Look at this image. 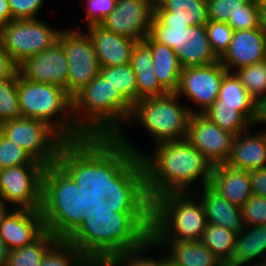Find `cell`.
Segmentation results:
<instances>
[{
  "label": "cell",
  "mask_w": 266,
  "mask_h": 266,
  "mask_svg": "<svg viewBox=\"0 0 266 266\" xmlns=\"http://www.w3.org/2000/svg\"><path fill=\"white\" fill-rule=\"evenodd\" d=\"M57 164L84 192L85 212L105 199L115 206H152L142 159L117 138L66 141Z\"/></svg>",
  "instance_id": "1"
},
{
  "label": "cell",
  "mask_w": 266,
  "mask_h": 266,
  "mask_svg": "<svg viewBox=\"0 0 266 266\" xmlns=\"http://www.w3.org/2000/svg\"><path fill=\"white\" fill-rule=\"evenodd\" d=\"M152 206H115L108 199L88 209L65 239L94 265L106 266L116 255L141 247L151 238Z\"/></svg>",
  "instance_id": "2"
},
{
  "label": "cell",
  "mask_w": 266,
  "mask_h": 266,
  "mask_svg": "<svg viewBox=\"0 0 266 266\" xmlns=\"http://www.w3.org/2000/svg\"><path fill=\"white\" fill-rule=\"evenodd\" d=\"M116 138L142 159L151 202L164 193L190 192L198 179L201 187L210 184L212 164L187 139L157 144L154 153L145 154L127 140L124 131Z\"/></svg>",
  "instance_id": "3"
},
{
  "label": "cell",
  "mask_w": 266,
  "mask_h": 266,
  "mask_svg": "<svg viewBox=\"0 0 266 266\" xmlns=\"http://www.w3.org/2000/svg\"><path fill=\"white\" fill-rule=\"evenodd\" d=\"M131 112L132 105L100 73L72 98L73 119L85 137L116 138Z\"/></svg>",
  "instance_id": "4"
},
{
  "label": "cell",
  "mask_w": 266,
  "mask_h": 266,
  "mask_svg": "<svg viewBox=\"0 0 266 266\" xmlns=\"http://www.w3.org/2000/svg\"><path fill=\"white\" fill-rule=\"evenodd\" d=\"M40 213L45 231L58 239H66L84 219V192L57 163L43 171Z\"/></svg>",
  "instance_id": "5"
},
{
  "label": "cell",
  "mask_w": 266,
  "mask_h": 266,
  "mask_svg": "<svg viewBox=\"0 0 266 266\" xmlns=\"http://www.w3.org/2000/svg\"><path fill=\"white\" fill-rule=\"evenodd\" d=\"M192 192L164 193L152 201L153 241H200L208 222L200 199Z\"/></svg>",
  "instance_id": "6"
},
{
  "label": "cell",
  "mask_w": 266,
  "mask_h": 266,
  "mask_svg": "<svg viewBox=\"0 0 266 266\" xmlns=\"http://www.w3.org/2000/svg\"><path fill=\"white\" fill-rule=\"evenodd\" d=\"M17 90L21 117L48 123L66 141L86 138L76 127L72 113V98L64 88L29 81L18 72Z\"/></svg>",
  "instance_id": "7"
},
{
  "label": "cell",
  "mask_w": 266,
  "mask_h": 266,
  "mask_svg": "<svg viewBox=\"0 0 266 266\" xmlns=\"http://www.w3.org/2000/svg\"><path fill=\"white\" fill-rule=\"evenodd\" d=\"M179 98L176 93L142 98L132 106L128 122L140 123L151 134L155 145L186 139L190 117L196 114V109H187L179 103Z\"/></svg>",
  "instance_id": "8"
},
{
  "label": "cell",
  "mask_w": 266,
  "mask_h": 266,
  "mask_svg": "<svg viewBox=\"0 0 266 266\" xmlns=\"http://www.w3.org/2000/svg\"><path fill=\"white\" fill-rule=\"evenodd\" d=\"M3 135L44 166L57 163L60 148L66 142L48 123L28 117L5 121Z\"/></svg>",
  "instance_id": "9"
},
{
  "label": "cell",
  "mask_w": 266,
  "mask_h": 266,
  "mask_svg": "<svg viewBox=\"0 0 266 266\" xmlns=\"http://www.w3.org/2000/svg\"><path fill=\"white\" fill-rule=\"evenodd\" d=\"M61 30L39 18L11 20L3 25L0 40L3 48L19 67L31 56L41 53L58 41Z\"/></svg>",
  "instance_id": "10"
},
{
  "label": "cell",
  "mask_w": 266,
  "mask_h": 266,
  "mask_svg": "<svg viewBox=\"0 0 266 266\" xmlns=\"http://www.w3.org/2000/svg\"><path fill=\"white\" fill-rule=\"evenodd\" d=\"M58 41L68 62L67 94L73 98L100 73L101 66L88 33L62 29Z\"/></svg>",
  "instance_id": "11"
},
{
  "label": "cell",
  "mask_w": 266,
  "mask_h": 266,
  "mask_svg": "<svg viewBox=\"0 0 266 266\" xmlns=\"http://www.w3.org/2000/svg\"><path fill=\"white\" fill-rule=\"evenodd\" d=\"M45 166L26 164L0 170V197L14 209L40 210Z\"/></svg>",
  "instance_id": "12"
},
{
  "label": "cell",
  "mask_w": 266,
  "mask_h": 266,
  "mask_svg": "<svg viewBox=\"0 0 266 266\" xmlns=\"http://www.w3.org/2000/svg\"><path fill=\"white\" fill-rule=\"evenodd\" d=\"M227 72L220 61L211 65L183 68L175 93L179 97H188L200 108L196 110V114H202L217 100L220 84Z\"/></svg>",
  "instance_id": "13"
},
{
  "label": "cell",
  "mask_w": 266,
  "mask_h": 266,
  "mask_svg": "<svg viewBox=\"0 0 266 266\" xmlns=\"http://www.w3.org/2000/svg\"><path fill=\"white\" fill-rule=\"evenodd\" d=\"M155 0H117L100 25L116 34L142 42L151 31Z\"/></svg>",
  "instance_id": "14"
},
{
  "label": "cell",
  "mask_w": 266,
  "mask_h": 266,
  "mask_svg": "<svg viewBox=\"0 0 266 266\" xmlns=\"http://www.w3.org/2000/svg\"><path fill=\"white\" fill-rule=\"evenodd\" d=\"M234 135L222 130L203 114H192L187 140L212 164H225L230 158Z\"/></svg>",
  "instance_id": "15"
},
{
  "label": "cell",
  "mask_w": 266,
  "mask_h": 266,
  "mask_svg": "<svg viewBox=\"0 0 266 266\" xmlns=\"http://www.w3.org/2000/svg\"><path fill=\"white\" fill-rule=\"evenodd\" d=\"M18 72L29 81L57 85L67 92L68 62L59 41L31 56L19 66Z\"/></svg>",
  "instance_id": "16"
},
{
  "label": "cell",
  "mask_w": 266,
  "mask_h": 266,
  "mask_svg": "<svg viewBox=\"0 0 266 266\" xmlns=\"http://www.w3.org/2000/svg\"><path fill=\"white\" fill-rule=\"evenodd\" d=\"M264 60H266V22L259 28L234 31L227 51L219 59L228 72Z\"/></svg>",
  "instance_id": "17"
},
{
  "label": "cell",
  "mask_w": 266,
  "mask_h": 266,
  "mask_svg": "<svg viewBox=\"0 0 266 266\" xmlns=\"http://www.w3.org/2000/svg\"><path fill=\"white\" fill-rule=\"evenodd\" d=\"M44 232L40 210L13 209L0 223V237L9 251L33 243Z\"/></svg>",
  "instance_id": "18"
},
{
  "label": "cell",
  "mask_w": 266,
  "mask_h": 266,
  "mask_svg": "<svg viewBox=\"0 0 266 266\" xmlns=\"http://www.w3.org/2000/svg\"><path fill=\"white\" fill-rule=\"evenodd\" d=\"M87 28L101 67L129 64L137 41L105 29L100 24Z\"/></svg>",
  "instance_id": "19"
},
{
  "label": "cell",
  "mask_w": 266,
  "mask_h": 266,
  "mask_svg": "<svg viewBox=\"0 0 266 266\" xmlns=\"http://www.w3.org/2000/svg\"><path fill=\"white\" fill-rule=\"evenodd\" d=\"M209 185L229 203L240 208L253 195L249 171L226 164L212 167Z\"/></svg>",
  "instance_id": "20"
},
{
  "label": "cell",
  "mask_w": 266,
  "mask_h": 266,
  "mask_svg": "<svg viewBox=\"0 0 266 266\" xmlns=\"http://www.w3.org/2000/svg\"><path fill=\"white\" fill-rule=\"evenodd\" d=\"M175 53L182 69L219 61L209 43L205 25L190 26L181 31L180 47Z\"/></svg>",
  "instance_id": "21"
},
{
  "label": "cell",
  "mask_w": 266,
  "mask_h": 266,
  "mask_svg": "<svg viewBox=\"0 0 266 266\" xmlns=\"http://www.w3.org/2000/svg\"><path fill=\"white\" fill-rule=\"evenodd\" d=\"M244 133L234 136L230 158L225 164L244 171L266 168V132Z\"/></svg>",
  "instance_id": "22"
},
{
  "label": "cell",
  "mask_w": 266,
  "mask_h": 266,
  "mask_svg": "<svg viewBox=\"0 0 266 266\" xmlns=\"http://www.w3.org/2000/svg\"><path fill=\"white\" fill-rule=\"evenodd\" d=\"M203 189V190H202ZM201 189L200 199L207 222L227 228L237 234L245 228L240 207L234 206L224 199L210 185Z\"/></svg>",
  "instance_id": "23"
},
{
  "label": "cell",
  "mask_w": 266,
  "mask_h": 266,
  "mask_svg": "<svg viewBox=\"0 0 266 266\" xmlns=\"http://www.w3.org/2000/svg\"><path fill=\"white\" fill-rule=\"evenodd\" d=\"M256 258L263 261L260 259L254 263ZM261 264H266V225L245 226L244 230L237 234L233 255L225 266Z\"/></svg>",
  "instance_id": "24"
},
{
  "label": "cell",
  "mask_w": 266,
  "mask_h": 266,
  "mask_svg": "<svg viewBox=\"0 0 266 266\" xmlns=\"http://www.w3.org/2000/svg\"><path fill=\"white\" fill-rule=\"evenodd\" d=\"M129 64L136 74L139 100L169 93L158 81L151 51L143 42H137L134 46Z\"/></svg>",
  "instance_id": "25"
},
{
  "label": "cell",
  "mask_w": 266,
  "mask_h": 266,
  "mask_svg": "<svg viewBox=\"0 0 266 266\" xmlns=\"http://www.w3.org/2000/svg\"><path fill=\"white\" fill-rule=\"evenodd\" d=\"M211 106H235L254 126L259 122L257 102L234 72H227L223 76L218 98Z\"/></svg>",
  "instance_id": "26"
},
{
  "label": "cell",
  "mask_w": 266,
  "mask_h": 266,
  "mask_svg": "<svg viewBox=\"0 0 266 266\" xmlns=\"http://www.w3.org/2000/svg\"><path fill=\"white\" fill-rule=\"evenodd\" d=\"M142 42L151 51L158 81L169 93H175L179 86L182 70L175 51L167 45L156 42L150 35Z\"/></svg>",
  "instance_id": "27"
},
{
  "label": "cell",
  "mask_w": 266,
  "mask_h": 266,
  "mask_svg": "<svg viewBox=\"0 0 266 266\" xmlns=\"http://www.w3.org/2000/svg\"><path fill=\"white\" fill-rule=\"evenodd\" d=\"M168 249V259L176 266H224L200 241H154ZM170 251V252H169Z\"/></svg>",
  "instance_id": "28"
},
{
  "label": "cell",
  "mask_w": 266,
  "mask_h": 266,
  "mask_svg": "<svg viewBox=\"0 0 266 266\" xmlns=\"http://www.w3.org/2000/svg\"><path fill=\"white\" fill-rule=\"evenodd\" d=\"M154 16L185 21L189 26L205 25L209 21L206 0H155Z\"/></svg>",
  "instance_id": "29"
},
{
  "label": "cell",
  "mask_w": 266,
  "mask_h": 266,
  "mask_svg": "<svg viewBox=\"0 0 266 266\" xmlns=\"http://www.w3.org/2000/svg\"><path fill=\"white\" fill-rule=\"evenodd\" d=\"M237 233L219 225L208 223L200 242L225 266L231 259Z\"/></svg>",
  "instance_id": "30"
},
{
  "label": "cell",
  "mask_w": 266,
  "mask_h": 266,
  "mask_svg": "<svg viewBox=\"0 0 266 266\" xmlns=\"http://www.w3.org/2000/svg\"><path fill=\"white\" fill-rule=\"evenodd\" d=\"M59 239L45 231L33 243L21 248L10 250L8 253L7 266H40L45 253Z\"/></svg>",
  "instance_id": "31"
},
{
  "label": "cell",
  "mask_w": 266,
  "mask_h": 266,
  "mask_svg": "<svg viewBox=\"0 0 266 266\" xmlns=\"http://www.w3.org/2000/svg\"><path fill=\"white\" fill-rule=\"evenodd\" d=\"M100 74L133 106L139 101L136 74L130 64L101 67Z\"/></svg>",
  "instance_id": "32"
},
{
  "label": "cell",
  "mask_w": 266,
  "mask_h": 266,
  "mask_svg": "<svg viewBox=\"0 0 266 266\" xmlns=\"http://www.w3.org/2000/svg\"><path fill=\"white\" fill-rule=\"evenodd\" d=\"M222 130L234 136L246 132L253 124L235 106H210L202 113Z\"/></svg>",
  "instance_id": "33"
},
{
  "label": "cell",
  "mask_w": 266,
  "mask_h": 266,
  "mask_svg": "<svg viewBox=\"0 0 266 266\" xmlns=\"http://www.w3.org/2000/svg\"><path fill=\"white\" fill-rule=\"evenodd\" d=\"M40 266H94L72 243L59 239L43 256Z\"/></svg>",
  "instance_id": "34"
},
{
  "label": "cell",
  "mask_w": 266,
  "mask_h": 266,
  "mask_svg": "<svg viewBox=\"0 0 266 266\" xmlns=\"http://www.w3.org/2000/svg\"><path fill=\"white\" fill-rule=\"evenodd\" d=\"M188 27L190 26L185 21L157 19L153 15L149 35L156 42L167 45L176 52L180 47L181 31Z\"/></svg>",
  "instance_id": "35"
},
{
  "label": "cell",
  "mask_w": 266,
  "mask_h": 266,
  "mask_svg": "<svg viewBox=\"0 0 266 266\" xmlns=\"http://www.w3.org/2000/svg\"><path fill=\"white\" fill-rule=\"evenodd\" d=\"M234 73L249 95L258 103L266 92V60L241 67Z\"/></svg>",
  "instance_id": "36"
},
{
  "label": "cell",
  "mask_w": 266,
  "mask_h": 266,
  "mask_svg": "<svg viewBox=\"0 0 266 266\" xmlns=\"http://www.w3.org/2000/svg\"><path fill=\"white\" fill-rule=\"evenodd\" d=\"M158 245L150 238L141 247L128 250L116 255L106 266H165L168 255L164 254L158 258L145 257V252L151 248L157 249Z\"/></svg>",
  "instance_id": "37"
},
{
  "label": "cell",
  "mask_w": 266,
  "mask_h": 266,
  "mask_svg": "<svg viewBox=\"0 0 266 266\" xmlns=\"http://www.w3.org/2000/svg\"><path fill=\"white\" fill-rule=\"evenodd\" d=\"M21 117L17 90V74L0 80V120L5 122Z\"/></svg>",
  "instance_id": "38"
},
{
  "label": "cell",
  "mask_w": 266,
  "mask_h": 266,
  "mask_svg": "<svg viewBox=\"0 0 266 266\" xmlns=\"http://www.w3.org/2000/svg\"><path fill=\"white\" fill-rule=\"evenodd\" d=\"M265 22L266 20L254 0H250L242 9L234 12L227 21L234 31L259 28Z\"/></svg>",
  "instance_id": "39"
},
{
  "label": "cell",
  "mask_w": 266,
  "mask_h": 266,
  "mask_svg": "<svg viewBox=\"0 0 266 266\" xmlns=\"http://www.w3.org/2000/svg\"><path fill=\"white\" fill-rule=\"evenodd\" d=\"M26 164L41 163L33 160L22 147L3 135L0 140V170Z\"/></svg>",
  "instance_id": "40"
},
{
  "label": "cell",
  "mask_w": 266,
  "mask_h": 266,
  "mask_svg": "<svg viewBox=\"0 0 266 266\" xmlns=\"http://www.w3.org/2000/svg\"><path fill=\"white\" fill-rule=\"evenodd\" d=\"M205 27L212 50L220 59L230 45L234 30L227 22H214L211 20L205 24Z\"/></svg>",
  "instance_id": "41"
},
{
  "label": "cell",
  "mask_w": 266,
  "mask_h": 266,
  "mask_svg": "<svg viewBox=\"0 0 266 266\" xmlns=\"http://www.w3.org/2000/svg\"><path fill=\"white\" fill-rule=\"evenodd\" d=\"M240 209L245 226L266 225V198L253 194Z\"/></svg>",
  "instance_id": "42"
},
{
  "label": "cell",
  "mask_w": 266,
  "mask_h": 266,
  "mask_svg": "<svg viewBox=\"0 0 266 266\" xmlns=\"http://www.w3.org/2000/svg\"><path fill=\"white\" fill-rule=\"evenodd\" d=\"M250 0H208V20L214 22H227L229 16L242 9Z\"/></svg>",
  "instance_id": "43"
},
{
  "label": "cell",
  "mask_w": 266,
  "mask_h": 266,
  "mask_svg": "<svg viewBox=\"0 0 266 266\" xmlns=\"http://www.w3.org/2000/svg\"><path fill=\"white\" fill-rule=\"evenodd\" d=\"M87 27L100 24L108 15H110L116 4L117 0H85Z\"/></svg>",
  "instance_id": "44"
},
{
  "label": "cell",
  "mask_w": 266,
  "mask_h": 266,
  "mask_svg": "<svg viewBox=\"0 0 266 266\" xmlns=\"http://www.w3.org/2000/svg\"><path fill=\"white\" fill-rule=\"evenodd\" d=\"M46 0H8L12 20L35 19Z\"/></svg>",
  "instance_id": "45"
},
{
  "label": "cell",
  "mask_w": 266,
  "mask_h": 266,
  "mask_svg": "<svg viewBox=\"0 0 266 266\" xmlns=\"http://www.w3.org/2000/svg\"><path fill=\"white\" fill-rule=\"evenodd\" d=\"M18 68L0 40V80L13 78L18 73Z\"/></svg>",
  "instance_id": "46"
},
{
  "label": "cell",
  "mask_w": 266,
  "mask_h": 266,
  "mask_svg": "<svg viewBox=\"0 0 266 266\" xmlns=\"http://www.w3.org/2000/svg\"><path fill=\"white\" fill-rule=\"evenodd\" d=\"M249 176L253 194L266 198V168L251 170Z\"/></svg>",
  "instance_id": "47"
},
{
  "label": "cell",
  "mask_w": 266,
  "mask_h": 266,
  "mask_svg": "<svg viewBox=\"0 0 266 266\" xmlns=\"http://www.w3.org/2000/svg\"><path fill=\"white\" fill-rule=\"evenodd\" d=\"M11 20L12 16L8 0H0V23L5 25Z\"/></svg>",
  "instance_id": "48"
},
{
  "label": "cell",
  "mask_w": 266,
  "mask_h": 266,
  "mask_svg": "<svg viewBox=\"0 0 266 266\" xmlns=\"http://www.w3.org/2000/svg\"><path fill=\"white\" fill-rule=\"evenodd\" d=\"M9 250L0 237V266H7Z\"/></svg>",
  "instance_id": "49"
},
{
  "label": "cell",
  "mask_w": 266,
  "mask_h": 266,
  "mask_svg": "<svg viewBox=\"0 0 266 266\" xmlns=\"http://www.w3.org/2000/svg\"><path fill=\"white\" fill-rule=\"evenodd\" d=\"M6 203L1 197H0V223L3 221V219L14 209V208H8ZM9 209V210H8ZM11 209V210H10Z\"/></svg>",
  "instance_id": "50"
},
{
  "label": "cell",
  "mask_w": 266,
  "mask_h": 266,
  "mask_svg": "<svg viewBox=\"0 0 266 266\" xmlns=\"http://www.w3.org/2000/svg\"><path fill=\"white\" fill-rule=\"evenodd\" d=\"M254 2L259 6L261 13L266 20V0H254Z\"/></svg>",
  "instance_id": "51"
},
{
  "label": "cell",
  "mask_w": 266,
  "mask_h": 266,
  "mask_svg": "<svg viewBox=\"0 0 266 266\" xmlns=\"http://www.w3.org/2000/svg\"><path fill=\"white\" fill-rule=\"evenodd\" d=\"M266 123V106L259 112V122L258 124Z\"/></svg>",
  "instance_id": "52"
},
{
  "label": "cell",
  "mask_w": 266,
  "mask_h": 266,
  "mask_svg": "<svg viewBox=\"0 0 266 266\" xmlns=\"http://www.w3.org/2000/svg\"><path fill=\"white\" fill-rule=\"evenodd\" d=\"M266 106V92L263 96V98L257 103V107L259 112Z\"/></svg>",
  "instance_id": "53"
},
{
  "label": "cell",
  "mask_w": 266,
  "mask_h": 266,
  "mask_svg": "<svg viewBox=\"0 0 266 266\" xmlns=\"http://www.w3.org/2000/svg\"><path fill=\"white\" fill-rule=\"evenodd\" d=\"M4 133V122L0 120V140Z\"/></svg>",
  "instance_id": "54"
},
{
  "label": "cell",
  "mask_w": 266,
  "mask_h": 266,
  "mask_svg": "<svg viewBox=\"0 0 266 266\" xmlns=\"http://www.w3.org/2000/svg\"><path fill=\"white\" fill-rule=\"evenodd\" d=\"M165 266H176V265L172 263L169 259H167Z\"/></svg>",
  "instance_id": "55"
},
{
  "label": "cell",
  "mask_w": 266,
  "mask_h": 266,
  "mask_svg": "<svg viewBox=\"0 0 266 266\" xmlns=\"http://www.w3.org/2000/svg\"><path fill=\"white\" fill-rule=\"evenodd\" d=\"M2 27L3 25L0 23V35H1Z\"/></svg>",
  "instance_id": "56"
}]
</instances>
